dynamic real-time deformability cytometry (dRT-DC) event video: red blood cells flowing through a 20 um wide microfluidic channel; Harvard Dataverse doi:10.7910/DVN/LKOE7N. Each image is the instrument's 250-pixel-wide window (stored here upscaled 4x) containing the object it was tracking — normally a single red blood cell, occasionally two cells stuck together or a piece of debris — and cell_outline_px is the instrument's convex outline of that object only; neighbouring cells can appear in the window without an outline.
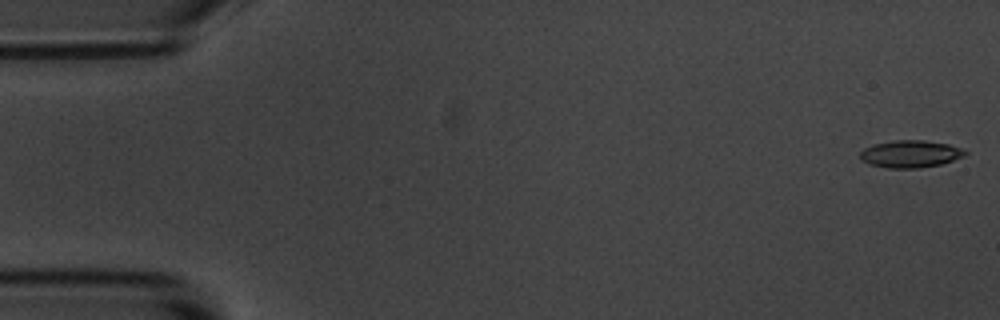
{"species": "common noctule bat (a hibernating species)", "species_latin": "Nyctalus noctula", "temperature_condition": "room temperature", "stored_images_in_passage": 44, "camera_frame_rate_fps": 3000, "um_per_image_px": 0.085, "animal": {"sex": "male", "body_mass_g": 20.1, "forearm_length_mm": 53.5}, "frame": {"image": 1, "passage_image": 1, "time_ms": 0.0, "image_size_px": [1000, 320], "cell_outline_px": [[968, 152], [964, 156], [940, 164], [920, 168], [888, 168], [868, 164], [860, 160], [860, 152], [864, 148], [872, 144], [896, 140], [924, 140], [948, 144], [960, 148]], "centroid_in_image_um": [77.34, 13.08], "position_along_channel_um": 7.7, "area_um2": 16.7}}
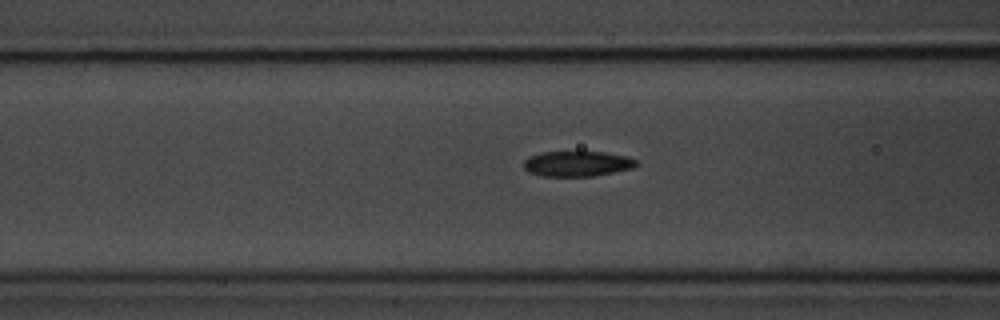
{"frame": {"image": 2, "passage_image": 21, "time_ms": 6.667, "image_size_px": [1000, 320], "cell_outline_px": [[640, 164], [636, 168], [596, 176], [540, 176], [528, 172], [524, 168], [524, 160], [528, 156], [540, 152], [604, 152], [624, 156], [636, 160]], "centroid_in_image_um": [49.08, 13.92], "position_along_channel_um": 117.5, "area_um2": 16.88}}
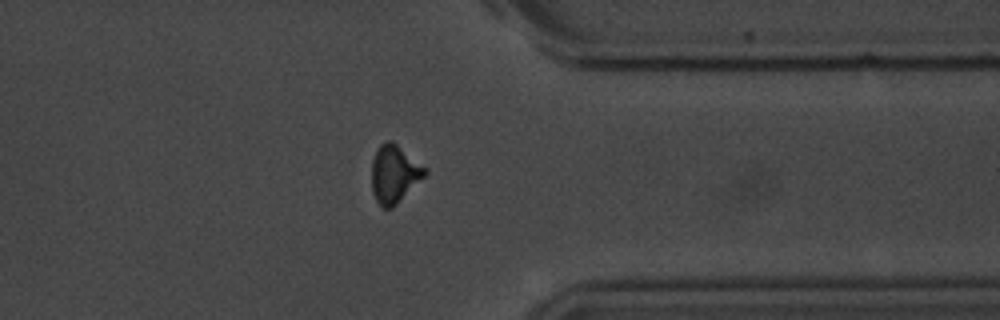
{"frame": {"image": 3, "passage_image": 43, "time_ms": 14.0, "image_size_px": [1000, 320], "cell_outline_px": [[428, 172], [392, 208], [384, 208], [376, 200], [372, 192], [372, 160], [376, 148], [380, 144], [388, 140], [392, 140], [428, 168]], "centroid_in_image_um": [33.51, 14.74], "position_along_channel_um": 377.9, "area_um2": 17.92}, "authors_computed_cell_mechanics": {"area_um2": 16.9643, "velocity_mm_per_s": 3.6468, "shape_relaxation_time_tau1_ms": 4.3539, "shape_relaxation_time_tau2_ms": 5.1405, "deformation_change_tau1": 0.1443, "deformation_change_tau2": 0.1271}}